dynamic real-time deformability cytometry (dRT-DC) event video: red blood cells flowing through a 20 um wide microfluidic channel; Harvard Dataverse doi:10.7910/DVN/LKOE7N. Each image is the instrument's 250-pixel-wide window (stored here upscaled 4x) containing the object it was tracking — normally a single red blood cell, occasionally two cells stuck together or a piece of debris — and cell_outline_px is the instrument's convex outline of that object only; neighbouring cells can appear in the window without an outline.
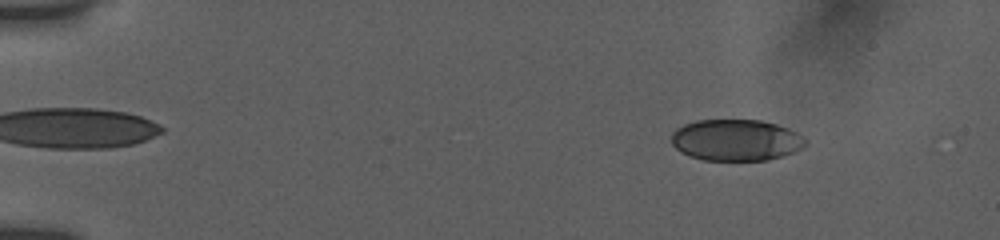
{"species": "human", "species_latin": "Homo sapiens", "temperature_condition": "room temperature", "stored_images_in_passage": 54, "camera_frame_rate_fps": 3000, "um_per_image_px": 0.085, "donor": {"sex": "female"}, "frame": {"image": 1, "passage_image": 7, "time_ms": 2.0, "image_size_px": [1000, 240], "cell_outline_px": [[804, 144], [800, 148], [792, 152], [768, 160], [704, 160], [688, 156], [680, 152], [672, 144], [672, 132], [676, 128], [684, 124], [696, 120], [760, 120], [776, 124], [788, 128], [796, 132], [804, 140]], "centroid_in_image_um": [62.49, 11.9], "position_along_channel_um": 22.5, "area_um2": 32.14}}
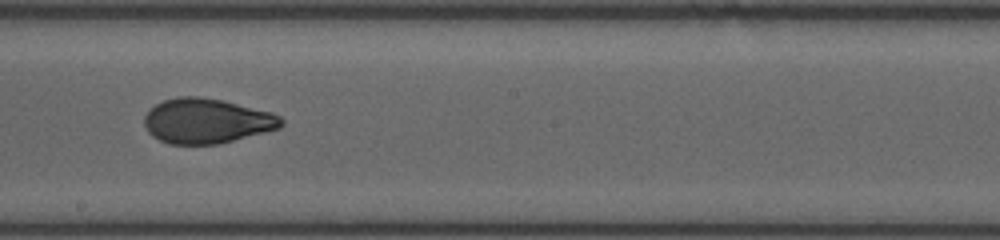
{"frame": {"image": 2, "passage_image": 32, "time_ms": 10.333, "image_size_px": [1000, 240], "cell_outline_px": [[284, 124], [280, 128], [216, 144], [168, 144], [152, 136], [148, 132], [144, 124], [144, 116], [156, 104], [164, 100], [180, 96], [196, 96], [220, 100], [272, 112], [280, 116], [284, 120]], "centroid_in_image_um": [17.56, 10.28], "position_along_channel_um": 230.6, "area_um2": 35.55}}
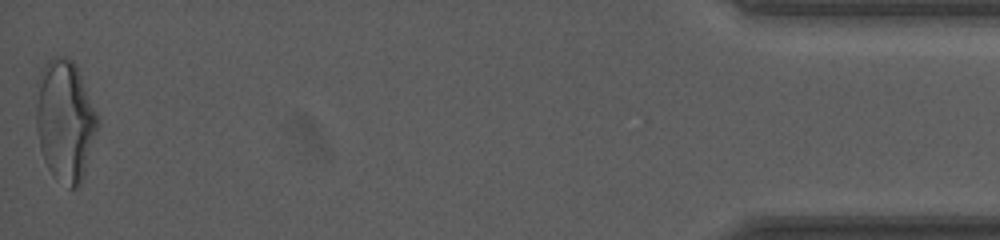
{"frame": {"image": 3, "passage_image": 54, "time_ms": 17.667, "image_size_px": [1000, 240], "cell_outline_px": [[100, 124], [84, 176], [80, 184], [76, 188], [68, 188], [56, 180], [52, 176], [44, 160], [40, 148], [36, 128], [36, 80], [40, 68], [52, 56], [68, 56], [76, 64], [80, 72], [100, 116]], "centroid_in_image_um": [5.54, 10.22], "position_along_channel_um": 429.7, "area_um2": 45.03}, "authors_computed_cell_mechanics": {"area_um2": 35.6048, "velocity_mm_per_s": 3.8446, "shape_relaxation_time_tau1_ms": 8.2571, "shape_relaxation_time_tau2_ms": 1.0641, "deformation_change_tau1": 0.2202, "deformation_change_tau2": 0.0648}}